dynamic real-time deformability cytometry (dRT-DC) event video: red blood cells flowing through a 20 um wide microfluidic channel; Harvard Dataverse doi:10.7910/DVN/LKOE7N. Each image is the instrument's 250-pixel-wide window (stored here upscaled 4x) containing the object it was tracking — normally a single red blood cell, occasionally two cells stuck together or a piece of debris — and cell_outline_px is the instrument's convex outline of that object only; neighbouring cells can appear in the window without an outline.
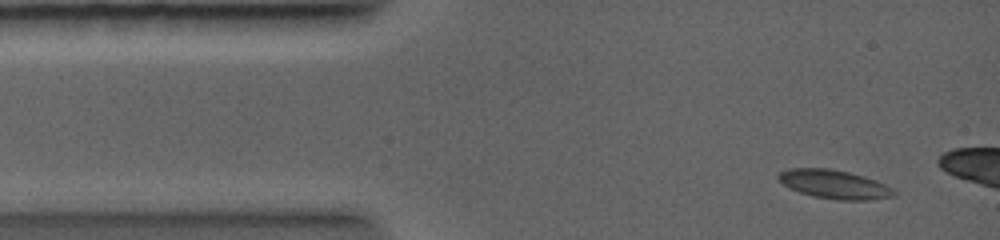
{"species": "common noctule bat (a hibernating species)", "species_latin": "Nyctalus noctula", "temperature_condition": "warm", "stored_images_in_passage": 9, "camera_frame_rate_fps": 5000, "um_per_image_px": 0.085, "animal": {"sex": "female", "body_mass_g": 19.0, "forearm_length_mm": 56.7}, "frame": {"image": 1, "passage_image": 3, "time_ms": 0.4, "image_size_px": [1000, 240], "cell_outline_px": [[896, 196], [868, 200], [836, 200], [812, 196], [788, 188], [776, 176], [780, 172], [788, 168], [832, 168], [864, 176], [876, 180], [892, 188], [896, 192]], "centroid_in_image_um": [70.91, 15.67], "position_along_channel_um": 14.1, "area_um2": 19.48}}